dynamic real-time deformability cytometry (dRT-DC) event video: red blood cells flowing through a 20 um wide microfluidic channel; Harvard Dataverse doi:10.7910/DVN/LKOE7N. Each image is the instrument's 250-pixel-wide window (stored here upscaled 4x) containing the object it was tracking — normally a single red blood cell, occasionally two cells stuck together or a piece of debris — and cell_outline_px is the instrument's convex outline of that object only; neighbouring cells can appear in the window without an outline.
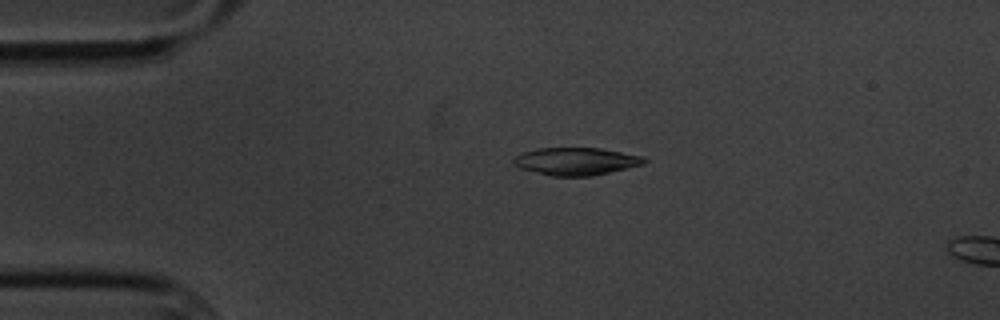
{"species": "common noctule bat (a hibernating species)", "species_latin": "Nyctalus noctula", "temperature_condition": "cold", "stored_images_in_passage": 3, "segment_of_instrument_passage": [1, 2], "camera_frame_rate_fps": 3000, "um_per_image_px": 0.085, "animal": {"sex": "male", "body_mass_g": 20.1, "forearm_length_mm": 53.5}, "frame": {"image": 1, "passage_image": 1, "time_ms": 0.0, "image_size_px": [1000, 320], "cell_outline_px": [[648, 160], [644, 164], [592, 176], [552, 176], [520, 168], [512, 164], [512, 160], [516, 156], [524, 152], [536, 148], [600, 148], [640, 156]], "centroid_in_image_um": [48.93, 13.71], "position_along_channel_um": 36.1, "area_um2": 20.81}}